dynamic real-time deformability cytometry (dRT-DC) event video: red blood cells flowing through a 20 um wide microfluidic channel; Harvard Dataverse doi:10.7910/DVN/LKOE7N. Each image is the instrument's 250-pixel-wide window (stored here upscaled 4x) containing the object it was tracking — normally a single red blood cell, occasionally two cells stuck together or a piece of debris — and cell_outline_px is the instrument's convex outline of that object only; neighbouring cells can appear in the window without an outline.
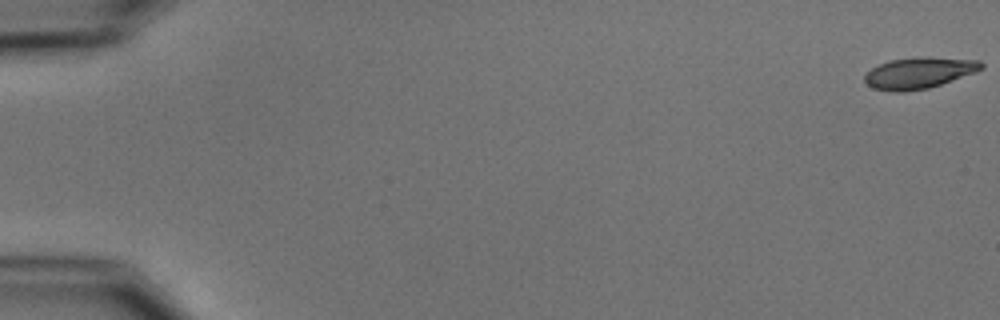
{"species": "common noctule bat (a hibernating species)", "species_latin": "Nyctalus noctula", "temperature_condition": "cold", "stored_images_in_passage": 55, "camera_frame_rate_fps": 3000, "um_per_image_px": 0.085, "animal": {"sex": "male", "body_mass_g": 15.6}, "frame": {"image": 1, "passage_image": 1, "time_ms": 0.0, "image_size_px": [1000, 320], "cell_outline_px": [[984, 68], [976, 72], [928, 88], [904, 92], [892, 92], [872, 88], [864, 80], [864, 76], [872, 68], [888, 60], [916, 56], [928, 56], [980, 60], [984, 64]], "centroid_in_image_um": [78.13, 6.18], "position_along_channel_um": 6.9, "area_um2": 21.5}}
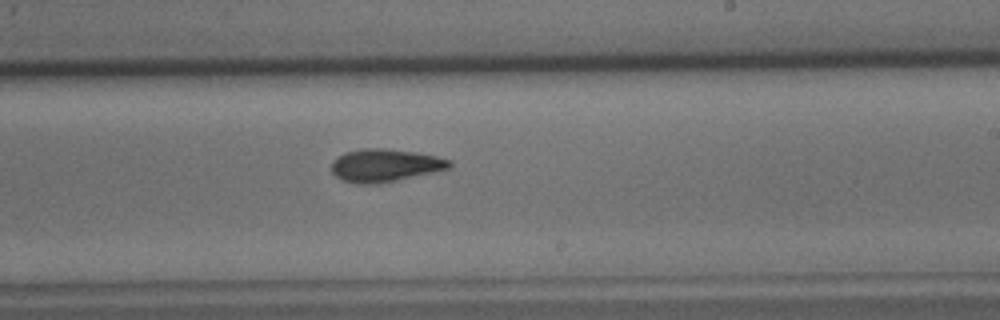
{"frame": {"image": 2, "passage_image": 34, "time_ms": 11.0, "image_size_px": [1000, 320], "cell_outline_px": [[452, 168], [372, 184], [356, 184], [340, 180], [332, 172], [332, 160], [336, 156], [344, 152], [360, 148], [384, 148], [416, 152], [436, 156], [452, 160]], "centroid_in_image_um": [32.68, 14.03], "position_along_channel_um": 256.3, "area_um2": 22.54}}
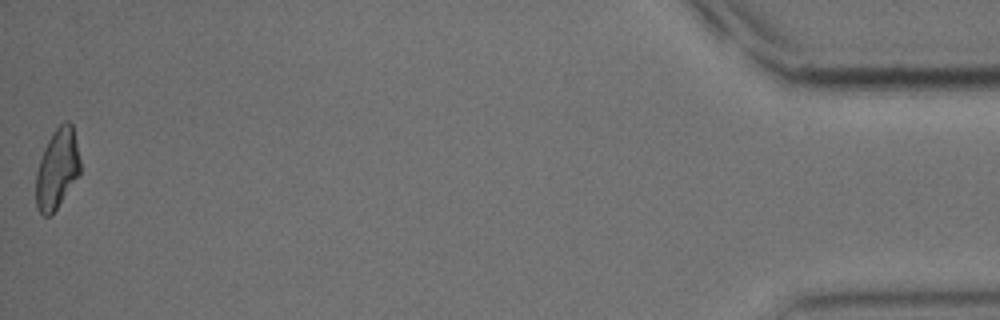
{"frame": {"image": 3, "passage_image": 55, "time_ms": 18.0, "image_size_px": [1000, 320], "cell_outline_px": [[80, 176], [52, 216], [44, 216], [40, 212], [36, 204], [36, 172], [44, 148], [52, 132], [64, 120], [68, 120], [72, 124], [80, 160]], "centroid_in_image_um": [4.87, 14.37], "position_along_channel_um": 430.3, "area_um2": 20.87}, "authors_computed_cell_mechanics": {"area_um2": 21.675, "velocity_mm_per_s": 3.7255, "shape_relaxation_time_tau1_ms": 6.2214, "shape_relaxation_time_tau2_ms": 3.6527, "deformation_change_tau1": 0.1669, "deformation_change_tau2": 0.1071}}